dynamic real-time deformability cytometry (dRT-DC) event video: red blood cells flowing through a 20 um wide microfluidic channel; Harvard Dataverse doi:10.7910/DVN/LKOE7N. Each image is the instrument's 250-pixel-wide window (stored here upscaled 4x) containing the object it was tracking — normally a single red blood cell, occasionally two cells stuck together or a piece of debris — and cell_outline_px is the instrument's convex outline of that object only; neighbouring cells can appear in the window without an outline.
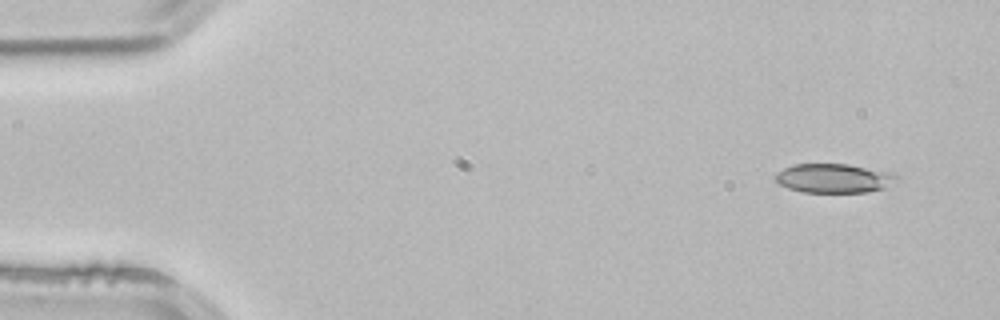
{"species": "common noctule bat (a hibernating species)", "species_latin": "Nyctalus noctula", "temperature_condition": "room temperature", "stored_images_in_passage": 3, "camera_frame_rate_fps": 3000, "um_per_image_px": 0.085, "animal": {"sex": "male", "body_mass_g": 21.5, "forearm_length_mm": 52.0}, "frame": {"image": 1, "passage_image": 1, "time_ms": 0.0, "image_size_px": [1000, 320], "cell_outline_px": [[896, 176], [884, 188], [868, 192], [804, 192], [788, 188], [780, 184], [776, 180], [776, 172], [792, 164], [848, 164], [892, 172]], "centroid_in_image_um": [70.82, 15.14], "position_along_channel_um": 14.2, "area_um2": 20.29}}